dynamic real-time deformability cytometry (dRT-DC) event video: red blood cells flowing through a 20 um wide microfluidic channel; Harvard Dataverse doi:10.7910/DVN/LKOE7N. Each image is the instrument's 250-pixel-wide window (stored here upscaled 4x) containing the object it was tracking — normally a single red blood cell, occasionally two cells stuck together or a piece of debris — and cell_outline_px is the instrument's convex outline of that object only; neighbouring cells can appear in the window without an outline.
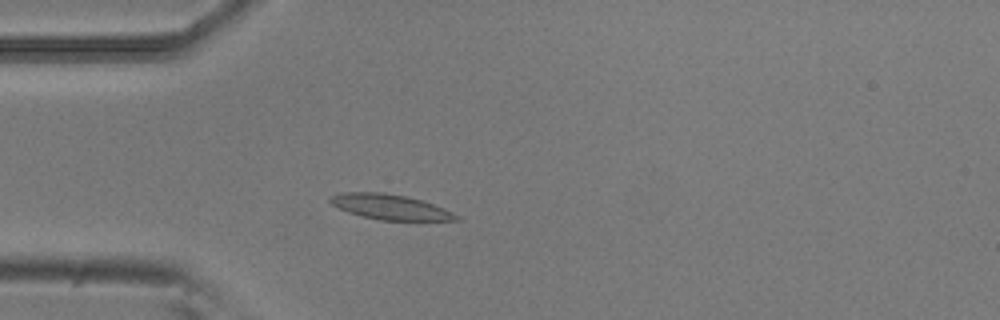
{"species": "common noctule bat (a hibernating species)", "species_latin": "Nyctalus noctula", "temperature_condition": "room temperature", "stored_images_in_passage": 40, "camera_frame_rate_fps": 3000, "um_per_image_px": 0.085, "animal": {"sex": "male", "body_mass_g": 20.5, "forearm_length_mm": 52.5}, "frame": {"image": 1, "passage_image": 1, "time_ms": 0.0, "image_size_px": [1000, 320], "cell_outline_px": [[460, 220], [380, 220], [360, 216], [348, 212], [332, 204], [328, 200], [328, 196], [344, 192], [384, 192], [404, 196], [420, 200], [444, 208], [460, 216]], "centroid_in_image_um": [33.13, 17.59], "position_along_channel_um": 51.9, "area_um2": 18.38}}
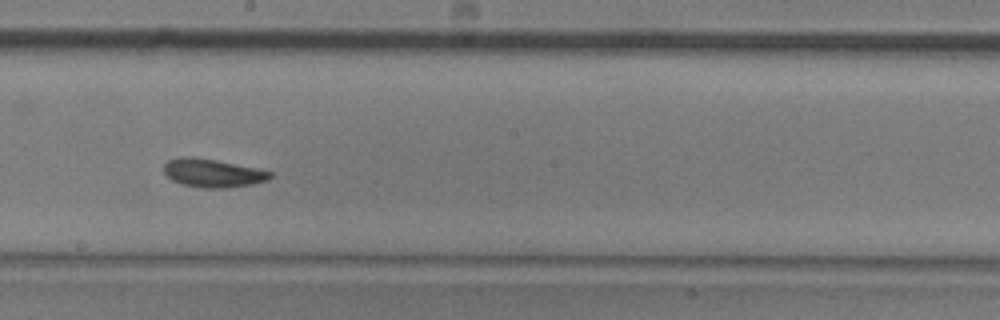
{"frame": {"image": 2, "passage_image": 16, "time_ms": 5.0, "image_size_px": [1000, 320], "cell_outline_px": [[272, 176], [268, 180], [252, 184], [228, 188], [204, 188], [180, 184], [172, 180], [164, 172], [164, 164], [168, 160], [180, 156], [192, 156], [216, 160], [256, 168], [272, 172]], "centroid_in_image_um": [18.06, 14.71], "position_along_channel_um": 230.1, "area_um2": 17.63}}
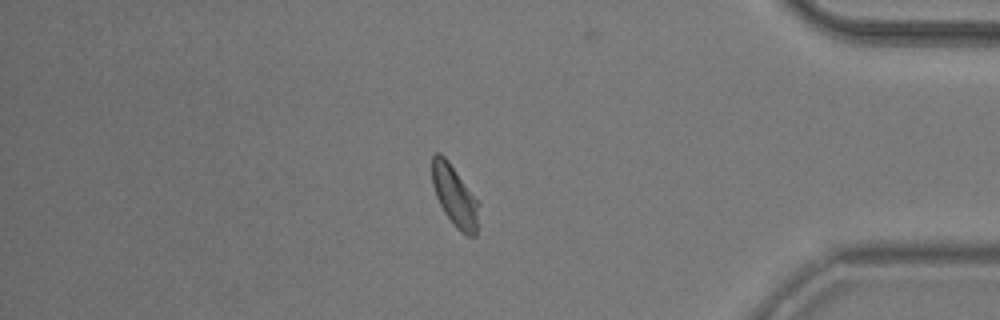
{"frame": {"image": 3, "passage_image": 32, "time_ms": 10.333, "image_size_px": [1000, 320], "cell_outline_px": [[480, 204], [476, 236], [468, 236], [460, 232], [456, 228], [444, 212], [436, 196], [432, 184], [432, 156], [436, 152], [440, 152], [448, 160]], "centroid_in_image_um": [38.65, 16.67], "position_along_channel_um": 396.5, "area_um2": 16.59}, "authors_computed_cell_mechanics": {"area_um2": 16.9354, "velocity_mm_per_s": 3.7274, "shape_relaxation_time_tau1_ms": 3.6994, "shape_relaxation_time_tau2_ms": 3.6228, "deformation_change_tau1": 0.1076, "deformation_change_tau2": 0.0743}}